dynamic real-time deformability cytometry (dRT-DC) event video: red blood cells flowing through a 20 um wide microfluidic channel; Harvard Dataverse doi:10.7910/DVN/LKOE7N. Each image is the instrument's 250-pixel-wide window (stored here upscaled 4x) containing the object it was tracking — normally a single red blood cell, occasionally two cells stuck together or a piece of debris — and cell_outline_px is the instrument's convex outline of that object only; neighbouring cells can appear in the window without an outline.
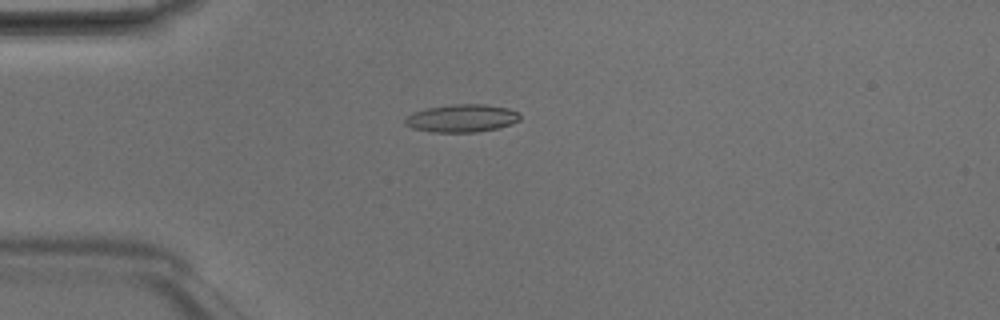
{"species": "Egyptian fruit bat (a non-hibernating species)", "species_latin": "Rousettus aegyptiacus", "temperature_condition": "room temperature", "stored_images_in_passage": 49, "camera_frame_rate_fps": 3000, "um_per_image_px": 0.085, "animal": {"sex": "male"}, "frame": {"image": 1, "passage_image": 13, "time_ms": 4.0, "image_size_px": [1000, 320], "cell_outline_px": [[520, 120], [512, 124], [496, 128], [476, 132], [432, 132], [412, 128], [404, 124], [404, 120], [412, 112], [428, 108], [452, 104], [484, 104], [508, 108], [520, 112]], "centroid_in_image_um": [39.26, 10.05], "position_along_channel_um": 45.7, "area_um2": 18.67}}
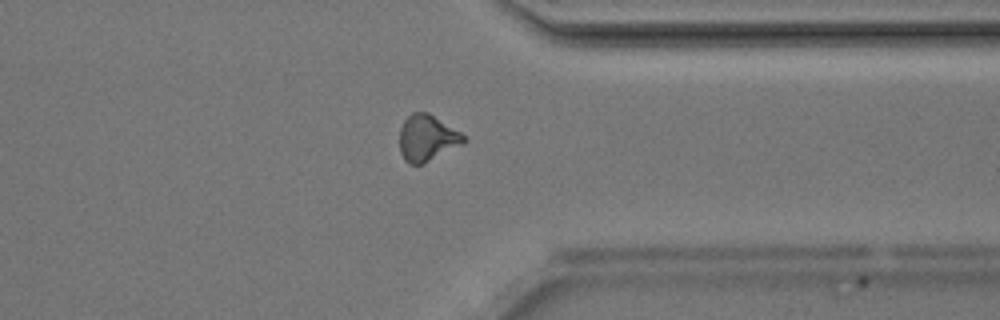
{"frame": {"image": 2, "passage_image": 38, "time_ms": 12.333, "image_size_px": [1000, 320], "cell_outline_px": [[468, 140], [464, 144], [424, 164], [408, 164], [404, 160], [400, 152], [400, 128], [404, 120], [412, 112], [428, 112], [460, 132]], "centroid_in_image_um": [36.31, 11.75], "position_along_channel_um": 375.1, "area_um2": 17.46}}
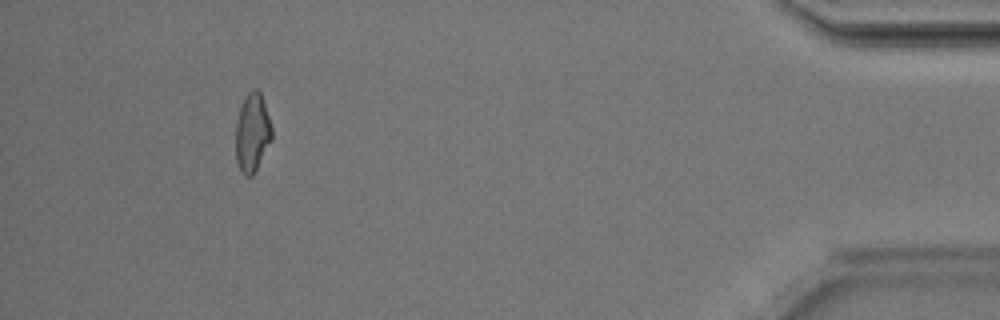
{"frame": {"image": 3, "passage_image": 45, "time_ms": 14.667, "image_size_px": [1000, 320], "cell_outline_px": [[272, 140], [252, 176], [244, 176], [240, 172], [236, 160], [236, 120], [244, 96], [252, 88], [256, 88], [260, 92], [272, 128]], "centroid_in_image_um": [21.43, 11.28], "position_along_channel_um": 413.8, "area_um2": 16.59}, "authors_computed_cell_mechanics": {"area_um2": 17.5134, "velocity_mm_per_s": 4.2148, "shape_relaxation_time_tau1_ms": 6.2524, "shape_relaxation_time_tau2_ms": 3.6241, "deformation_change_tau1": 0.145, "deformation_change_tau2": 0.1189}}